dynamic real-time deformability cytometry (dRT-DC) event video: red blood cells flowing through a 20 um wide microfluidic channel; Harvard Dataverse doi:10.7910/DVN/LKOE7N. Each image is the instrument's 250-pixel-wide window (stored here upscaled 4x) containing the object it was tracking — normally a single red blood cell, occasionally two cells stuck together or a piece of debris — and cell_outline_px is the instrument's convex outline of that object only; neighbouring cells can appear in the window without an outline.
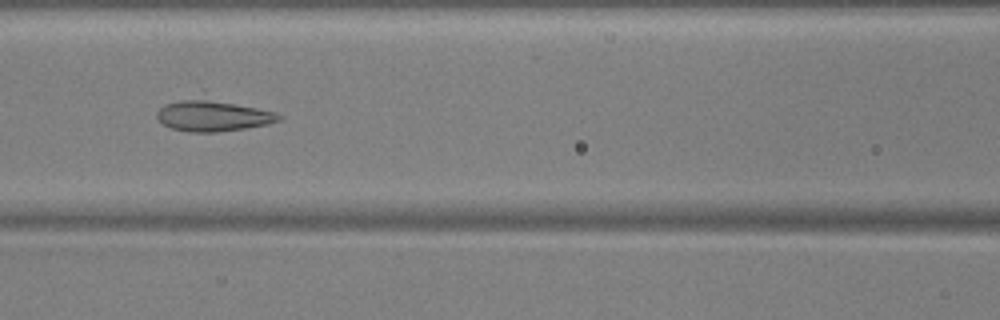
{"species": "common noctule bat (a hibernating species)", "species_latin": "Nyctalus noctula", "temperature_condition": "warm", "stored_images_in_passage": 50, "camera_frame_rate_fps": 3000, "um_per_image_px": 0.085, "animal": {"sex": "male", "body_mass_g": 17.9, "forearm_length_mm": 54.2}, "frame": {"image": 1, "passage_image": 24, "time_ms": 7.667, "image_size_px": [1000, 320], "cell_outline_px": [[280, 120], [268, 124], [244, 128], [216, 132], [192, 132], [172, 128], [164, 124], [156, 116], [156, 112], [164, 104], [204, 88], [276, 112], [280, 116]], "centroid_in_image_um": [18.12, 9.62], "position_along_channel_um": 148.5, "area_um2": 25.32}}
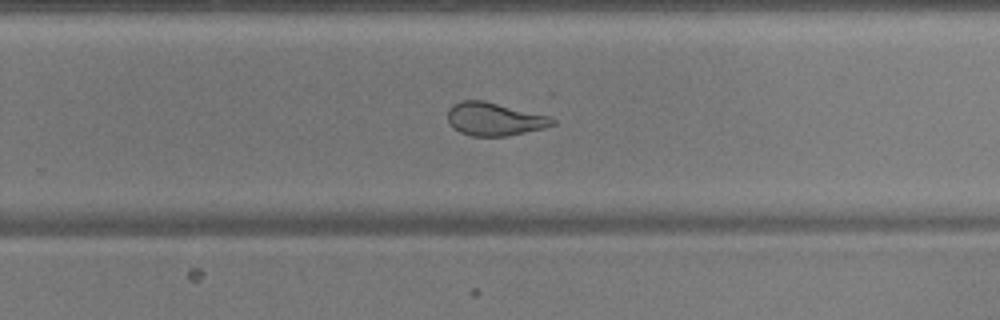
{"frame": {"image": 2, "passage_image": 35, "time_ms": 11.333, "image_size_px": [1000, 320], "cell_outline_px": [[556, 124], [544, 128], [508, 136], [472, 136], [460, 132], [448, 124], [448, 112], [452, 104], [460, 100], [484, 100], [548, 116], [556, 120]], "centroid_in_image_um": [42.0, 10.12], "position_along_channel_um": 287.8, "area_um2": 20.23}}
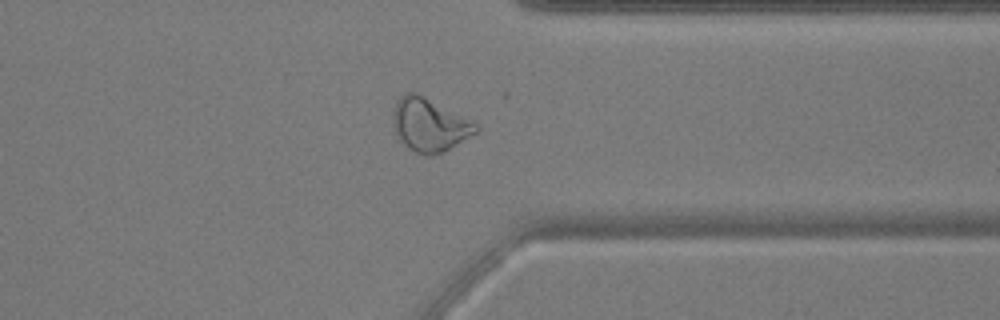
{"frame": {"image": 3, "passage_image": 42, "time_ms": 13.667, "image_size_px": [1000, 320], "cell_outline_px": [[480, 128], [476, 132], [444, 152], [432, 156], [424, 156], [408, 148], [396, 136], [392, 124], [392, 108], [396, 100], [404, 92], [416, 92], [476, 124]], "centroid_in_image_um": [36.41, 10.62], "position_along_channel_um": 375.0, "area_um2": 25.61}}